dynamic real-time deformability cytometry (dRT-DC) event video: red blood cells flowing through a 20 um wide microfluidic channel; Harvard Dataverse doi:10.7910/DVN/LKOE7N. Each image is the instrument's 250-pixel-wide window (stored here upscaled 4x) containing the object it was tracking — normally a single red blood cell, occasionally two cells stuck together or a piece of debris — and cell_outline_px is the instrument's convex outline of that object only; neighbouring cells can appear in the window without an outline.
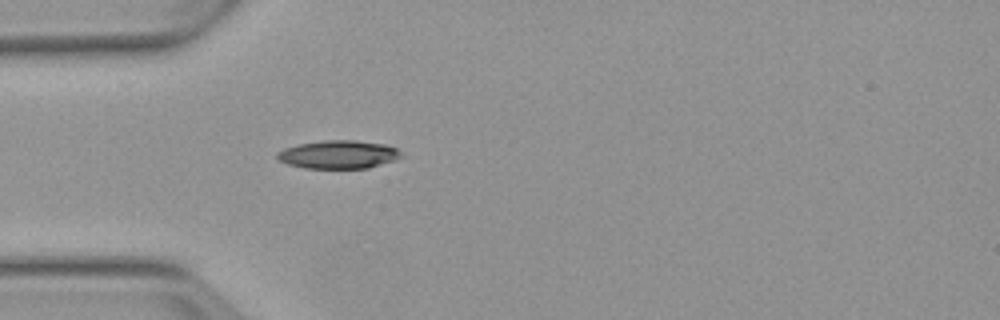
{"species": "Egyptian fruit bat (a non-hibernating species)", "species_latin": "Rousettus aegyptiacus", "temperature_condition": "warm", "stored_images_in_passage": 5, "camera_frame_rate_fps": 3000, "um_per_image_px": 0.085, "animal": {"sex": "female"}, "frame": {"image": 1, "passage_image": 5, "time_ms": 5.667, "image_size_px": [1000, 320], "cell_outline_px": [[404, 156], [396, 160], [368, 168], [304, 168], [288, 164], [280, 160], [276, 156], [276, 152], [284, 148], [300, 144], [324, 140], [356, 140], [384, 144], [396, 148]], "centroid_in_image_um": [28.79, 13.13], "position_along_channel_um": 56.2, "area_um2": 20.4}}